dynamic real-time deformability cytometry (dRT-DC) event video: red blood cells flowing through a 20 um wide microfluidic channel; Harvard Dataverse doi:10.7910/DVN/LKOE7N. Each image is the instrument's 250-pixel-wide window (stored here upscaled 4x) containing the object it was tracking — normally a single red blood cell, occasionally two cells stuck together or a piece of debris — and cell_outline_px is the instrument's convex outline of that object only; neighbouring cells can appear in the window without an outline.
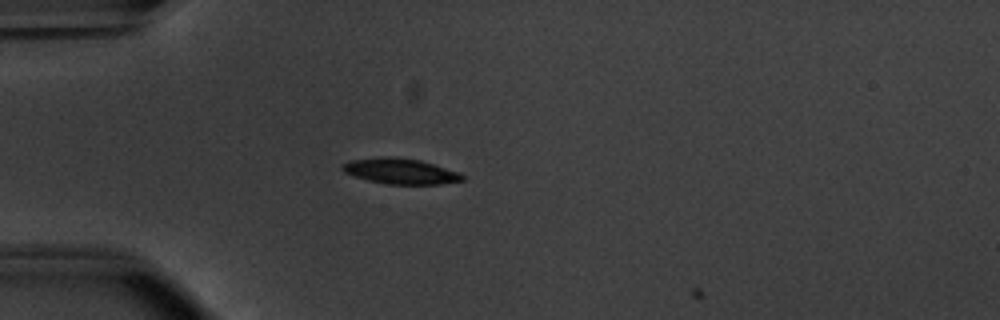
{"species": "common noctule bat (a hibernating species)", "species_latin": "Nyctalus noctula", "temperature_condition": "warm", "stored_images_in_passage": 2, "camera_frame_rate_fps": 3000, "um_per_image_px": 0.085, "animal": {"sex": "male", "body_mass_g": 20.1, "forearm_length_mm": 53.5}, "frame": {"image": 1, "passage_image": 1, "time_ms": 0.0, "image_size_px": [1000, 320], "cell_outline_px": [[464, 180], [440, 184], [388, 184], [368, 180], [344, 172], [340, 168], [340, 164], [348, 160], [380, 156], [396, 156], [420, 160], [460, 172], [464, 176]], "centroid_in_image_um": [34.0, 14.53], "position_along_channel_um": 51.0, "area_um2": 18.09}}